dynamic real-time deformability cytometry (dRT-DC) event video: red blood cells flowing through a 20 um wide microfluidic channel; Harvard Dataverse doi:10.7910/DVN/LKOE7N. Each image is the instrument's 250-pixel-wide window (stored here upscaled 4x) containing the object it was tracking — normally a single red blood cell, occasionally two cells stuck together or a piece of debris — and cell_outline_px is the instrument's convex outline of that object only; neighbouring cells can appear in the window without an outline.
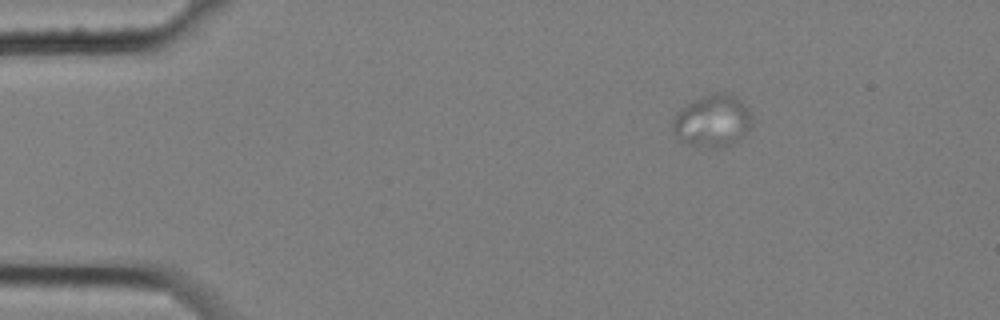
{"species": "common noctule bat (a hibernating species)", "species_latin": "Nyctalus noctula", "temperature_condition": "cold", "stored_images_in_passage": 8, "camera_frame_rate_fps": 3000, "um_per_image_px": 0.085, "animal": {"sex": "female", "body_mass_g": 25.1}, "frame": {"image": 1, "passage_image": 1, "time_ms": 0.0, "image_size_px": [1000, 320], "cell_outline_px": [[752, 128], [732, 144], [720, 148], [688, 144], [680, 140], [672, 128], [672, 120], [688, 104], [704, 96], [716, 92], [732, 92], [748, 104], [752, 116]], "centroid_in_image_um": [60.66, 10.25], "position_along_channel_um": 24.3, "area_um2": 24.22}}
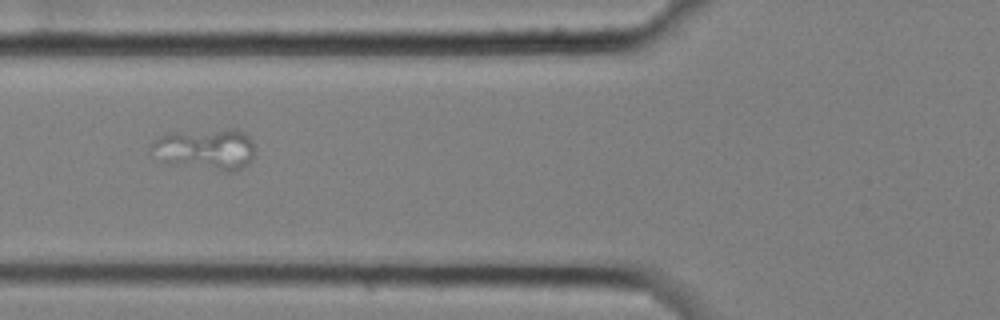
{"frame": {"image": 2, "passage_image": 5, "time_ms": 1.333, "image_size_px": [1000, 320], "cell_outline_px": [[256, 148], [252, 160], [248, 164], [236, 172], [224, 172], [172, 164], [160, 160], [148, 152], [148, 148], [160, 136], [168, 132], [228, 128], [236, 128], [244, 132], [252, 140]], "centroid_in_image_um": [17.49, 12.68], "position_along_channel_um": 108.3, "area_um2": 25.95}}
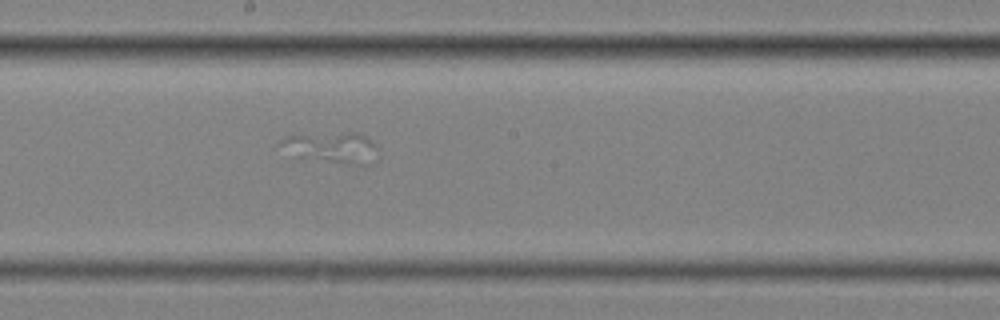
{"frame": {"image": 3, "passage_image": 8, "time_ms": 2.333, "image_size_px": [1000, 320], "cell_outline_px": [[376, 148], [348, 160], [328, 160], [300, 156], [276, 144], [280, 140], [288, 136], [348, 132], [356, 132], [372, 140], [376, 144]], "centroid_in_image_um": [27.94, 12.37], "position_along_channel_um": 220.3, "area_um2": 14.62}}